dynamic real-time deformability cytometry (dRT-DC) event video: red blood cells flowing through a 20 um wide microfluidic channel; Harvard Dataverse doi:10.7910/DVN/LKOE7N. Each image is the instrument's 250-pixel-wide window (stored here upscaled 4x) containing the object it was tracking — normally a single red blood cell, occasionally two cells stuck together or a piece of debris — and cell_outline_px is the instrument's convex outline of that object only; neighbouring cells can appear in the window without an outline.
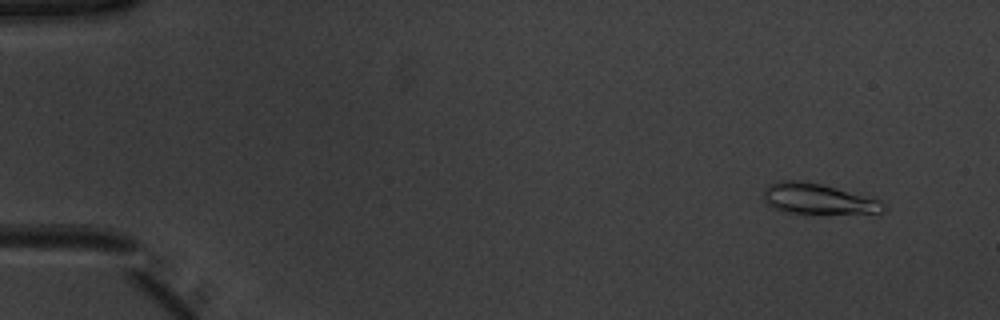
{"species": "common noctule bat (a hibernating species)", "species_latin": "Nyctalus noctula", "temperature_condition": "warm", "stored_images_in_passage": 53, "camera_frame_rate_fps": 3000, "um_per_image_px": 0.085, "animal": {"sex": "male", "body_mass_g": 20.1, "forearm_length_mm": 53.5}, "frame": {"image": 1, "passage_image": 5, "time_ms": 1.333, "image_size_px": [1000, 320], "cell_outline_px": [[888, 208], [884, 212], [784, 212], [772, 208], [764, 200], [764, 188], [768, 184], [776, 180], [800, 180], [820, 184], [836, 188], [880, 200]], "centroid_in_image_um": [69.45, 16.87], "position_along_channel_um": 15.5, "area_um2": 20.87}}
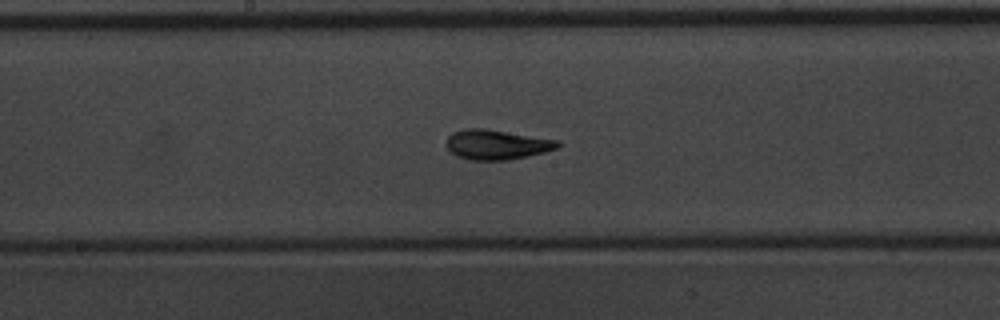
{"frame": {"image": 2, "passage_image": 29, "time_ms": 9.333, "image_size_px": [1000, 320], "cell_outline_px": [[560, 148], [528, 156], [508, 160], [468, 160], [456, 156], [444, 144], [448, 136], [452, 132], [464, 128], [488, 128], [560, 140]], "centroid_in_image_um": [42.22, 12.28], "position_along_channel_um": 206.0, "area_um2": 19.83}}
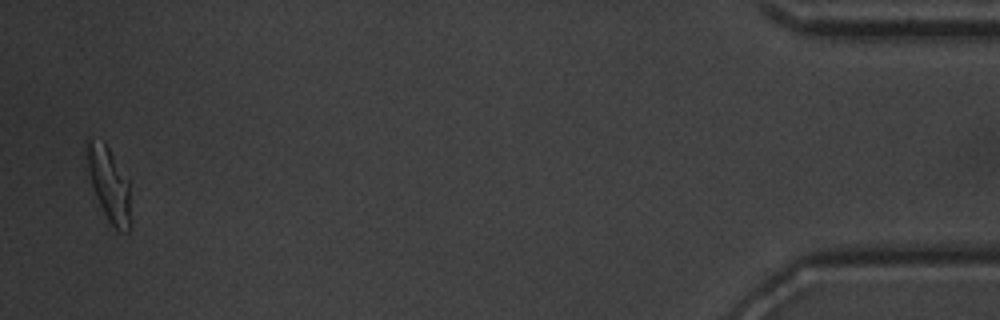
{"frame": {"image": 3, "passage_image": 52, "time_ms": 17.0, "image_size_px": [1000, 320], "cell_outline_px": [[128, 232], [124, 232], [116, 228], [108, 220], [96, 196], [92, 184], [88, 168], [84, 140], [104, 140], [128, 180]], "centroid_in_image_um": [9.22, 15.56], "position_along_channel_um": 426.0, "area_um2": 18.03}, "authors_computed_cell_mechanics": {"area_um2": 19.1896, "velocity_mm_per_s": 3.9237, "shape_relaxation_time_tau1_ms": 3.3067, "shape_relaxation_time_tau2_ms": 1.783, "deformation_change_tau1": 0.1613, "deformation_change_tau2": 0.0835}}